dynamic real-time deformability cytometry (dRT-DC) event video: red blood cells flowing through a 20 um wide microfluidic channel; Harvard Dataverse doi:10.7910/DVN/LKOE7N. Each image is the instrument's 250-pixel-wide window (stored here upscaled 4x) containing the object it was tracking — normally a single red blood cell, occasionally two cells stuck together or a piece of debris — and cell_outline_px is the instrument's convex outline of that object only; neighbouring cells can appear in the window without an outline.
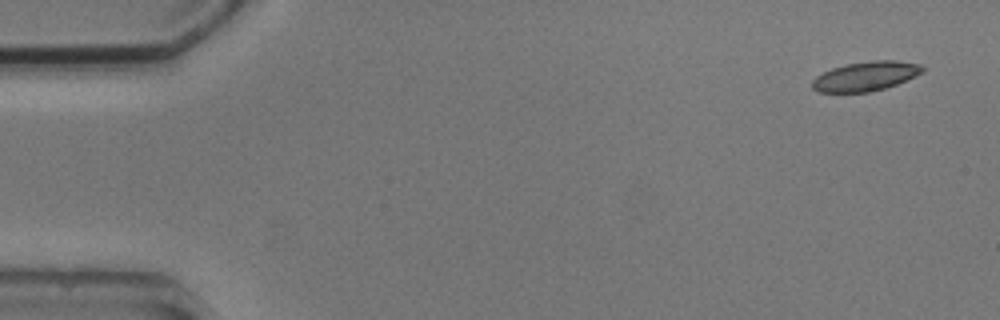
{"species": "common noctule bat (a hibernating species)", "species_latin": "Nyctalus noctula", "temperature_condition": "cold", "stored_images_in_passage": 4, "camera_frame_rate_fps": 3000, "um_per_image_px": 0.085, "animal": {"sex": "male", "body_mass_g": 20.5, "forearm_length_mm": 52.5}, "frame": {"image": 1, "passage_image": 1, "time_ms": 0.0, "image_size_px": [1000, 320], "cell_outline_px": [[924, 72], [896, 84], [884, 88], [868, 92], [820, 92], [812, 88], [812, 80], [816, 76], [832, 68], [848, 64], [872, 60], [896, 60], [920, 64], [924, 68]], "centroid_in_image_um": [73.59, 6.47], "position_along_channel_um": 11.4, "area_um2": 18.73}}